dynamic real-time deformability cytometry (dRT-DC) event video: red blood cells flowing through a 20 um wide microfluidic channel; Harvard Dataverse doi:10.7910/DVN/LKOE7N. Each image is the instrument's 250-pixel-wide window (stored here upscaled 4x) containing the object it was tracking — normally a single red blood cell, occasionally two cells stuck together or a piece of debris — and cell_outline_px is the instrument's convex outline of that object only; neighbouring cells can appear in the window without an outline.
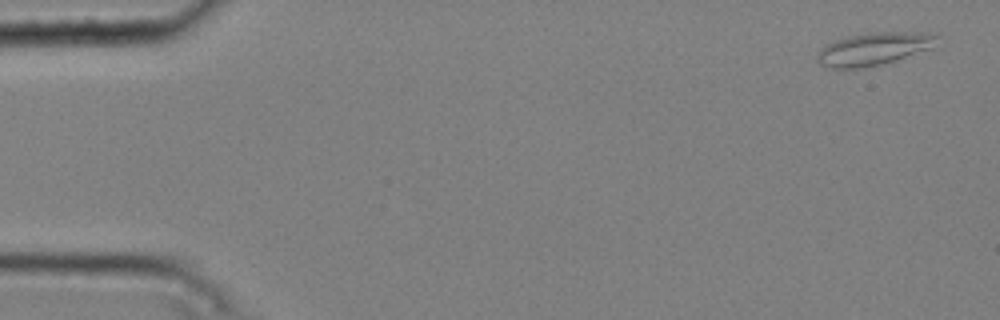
{"species": "common noctule bat (a hibernating species)", "species_latin": "Nyctalus noctula", "temperature_condition": "cold", "stored_images_in_passage": 4, "camera_frame_rate_fps": 3000, "um_per_image_px": 0.085, "animal": {"sex": "male", "body_mass_g": 20.4}, "frame": {"image": 1, "passage_image": 1, "time_ms": 0.0, "image_size_px": [1000, 320], "cell_outline_px": [[940, 36], [932, 48], [896, 60], [864, 68], [828, 68], [820, 64], [816, 60], [816, 52], [820, 48], [836, 40], [848, 36], [876, 32], [936, 32]], "centroid_in_image_um": [74.29, 4.15], "position_along_channel_um": 10.7, "area_um2": 23.0}}